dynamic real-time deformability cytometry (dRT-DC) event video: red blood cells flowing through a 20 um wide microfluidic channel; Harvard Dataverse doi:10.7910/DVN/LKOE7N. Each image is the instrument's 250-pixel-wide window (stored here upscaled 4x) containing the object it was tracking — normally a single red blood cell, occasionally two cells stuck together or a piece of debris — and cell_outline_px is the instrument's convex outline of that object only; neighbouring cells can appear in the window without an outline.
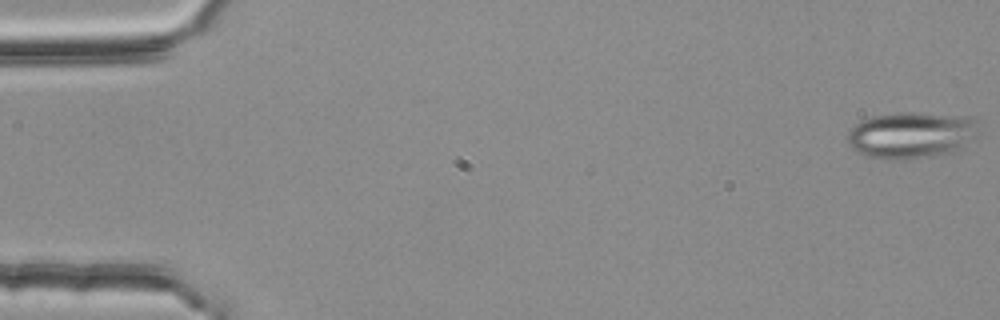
{"species": "common noctule bat (a hibernating species)", "species_latin": "Nyctalus noctula", "temperature_condition": "room temperature", "stored_images_in_passage": 54, "camera_frame_rate_fps": 3000, "um_per_image_px": 0.085, "animal": {"sex": "female", "body_mass_g": 25.1}, "frame": {"image": 1, "passage_image": 1, "time_ms": 0.0, "image_size_px": [1000, 320], "cell_outline_px": [[980, 132], [976, 136], [952, 152], [932, 156], [900, 160], [884, 160], [868, 156], [856, 152], [848, 144], [848, 132], [856, 124], [872, 116], [904, 112], [912, 112], [968, 116], [976, 124]], "centroid_in_image_um": [77.43, 11.49], "position_along_channel_um": 7.6, "area_um2": 35.43}}
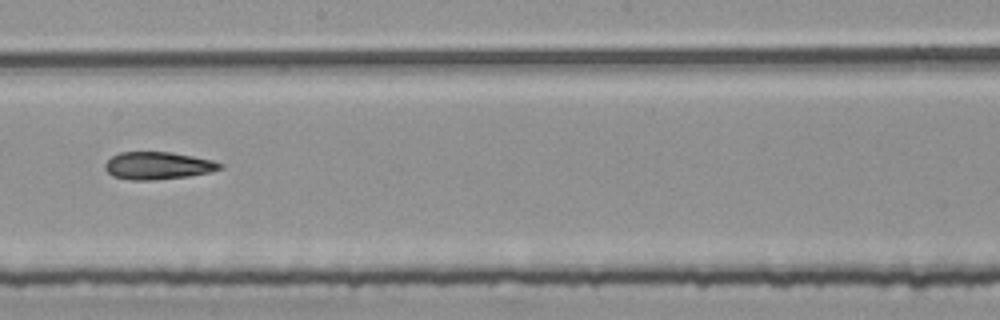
{"frame": {"image": 2, "passage_image": 31, "time_ms": 10.0, "image_size_px": [1000, 320], "cell_outline_px": [[224, 168], [208, 172], [188, 176], [156, 180], [128, 180], [112, 176], [104, 168], [104, 164], [112, 156], [120, 152], [172, 152], [212, 160], [224, 164]], "centroid_in_image_um": [13.41, 14.08], "position_along_channel_um": 234.8, "area_um2": 18.5}}
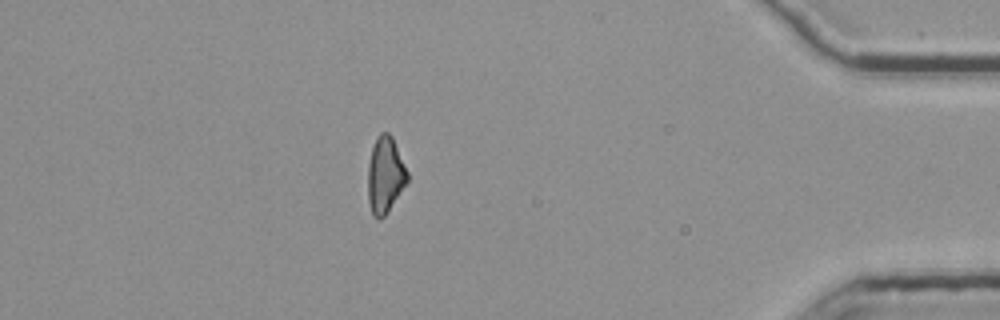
{"frame": {"image": 3, "passage_image": 48, "time_ms": 15.667, "image_size_px": [1000, 320], "cell_outline_px": [[408, 180], [388, 212], [384, 216], [372, 216], [368, 200], [368, 164], [372, 148], [376, 136], [380, 132], [388, 132], [392, 136], [408, 172]], "centroid_in_image_um": [32.73, 14.84], "position_along_channel_um": 402.5, "area_um2": 17.46}, "authors_computed_cell_mechanics": {"area_um2": 18.9295, "velocity_mm_per_s": 3.7799, "shape_relaxation_time_tau1_ms": null, "shape_relaxation_time_tau2_ms": 8.0239, "deformation_change_tau1": null, "deformation_change_tau2": 0.2173}}